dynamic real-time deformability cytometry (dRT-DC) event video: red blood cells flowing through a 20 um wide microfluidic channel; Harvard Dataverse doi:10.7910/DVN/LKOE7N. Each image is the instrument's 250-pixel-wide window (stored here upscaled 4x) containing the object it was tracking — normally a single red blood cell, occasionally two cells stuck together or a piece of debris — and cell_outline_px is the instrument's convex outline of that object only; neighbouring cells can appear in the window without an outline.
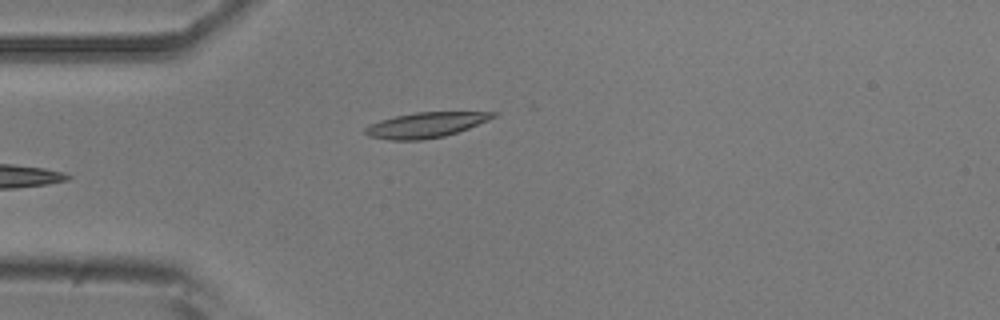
{"species": "common noctule bat (a hibernating species)", "species_latin": "Nyctalus noctula", "temperature_condition": "room temperature", "stored_images_in_passage": 3, "camera_frame_rate_fps": 3000, "um_per_image_px": 0.085, "animal": {"sex": "male", "body_mass_g": 20.5, "forearm_length_mm": 52.5}, "frame": {"image": 1, "passage_image": 1, "time_ms": 0.0, "image_size_px": [1000, 320], "cell_outline_px": [[500, 112], [496, 116], [488, 120], [468, 128], [444, 136], [424, 140], [388, 140], [368, 136], [364, 132], [364, 128], [368, 124], [380, 120], [396, 116], [416, 112]], "centroid_in_image_um": [36.15, 10.62], "position_along_channel_um": 48.9, "area_um2": 18.79}}